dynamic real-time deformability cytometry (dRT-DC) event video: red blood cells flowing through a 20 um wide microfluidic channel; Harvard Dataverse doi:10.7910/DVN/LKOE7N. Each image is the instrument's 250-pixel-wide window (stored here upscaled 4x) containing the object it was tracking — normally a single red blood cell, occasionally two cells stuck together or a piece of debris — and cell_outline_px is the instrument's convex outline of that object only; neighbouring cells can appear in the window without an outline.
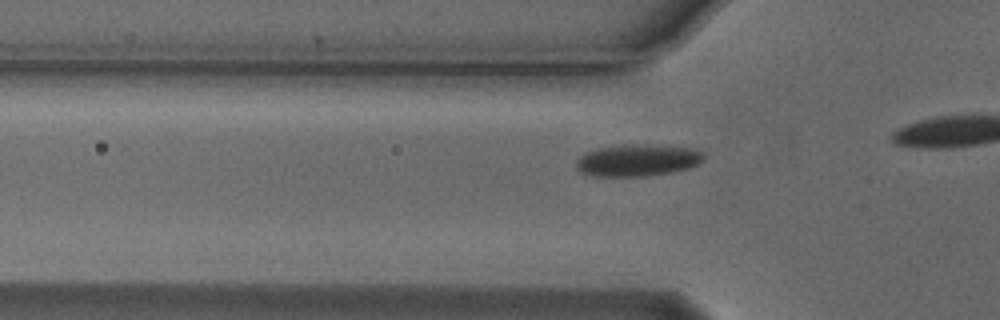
{"species": "Egyptian fruit bat (a non-hibernating species)", "species_latin": "Rousettus aegyptiacus", "temperature_condition": "cold", "stored_images_in_passage": 11, "camera_frame_rate_fps": 3000, "um_per_image_px": 0.085, "animal": {"sex": "male"}, "frame": {"image": 1, "passage_image": 5, "time_ms": 1.333, "image_size_px": [1000, 320], "cell_outline_px": [[704, 160], [700, 164], [688, 168], [672, 172], [644, 176], [588, 176], [580, 172], [576, 168], [576, 160], [584, 152], [600, 148], [692, 148], [704, 152]], "centroid_in_image_um": [54.16, 13.71], "position_along_channel_um": 71.6, "area_um2": 22.37}}